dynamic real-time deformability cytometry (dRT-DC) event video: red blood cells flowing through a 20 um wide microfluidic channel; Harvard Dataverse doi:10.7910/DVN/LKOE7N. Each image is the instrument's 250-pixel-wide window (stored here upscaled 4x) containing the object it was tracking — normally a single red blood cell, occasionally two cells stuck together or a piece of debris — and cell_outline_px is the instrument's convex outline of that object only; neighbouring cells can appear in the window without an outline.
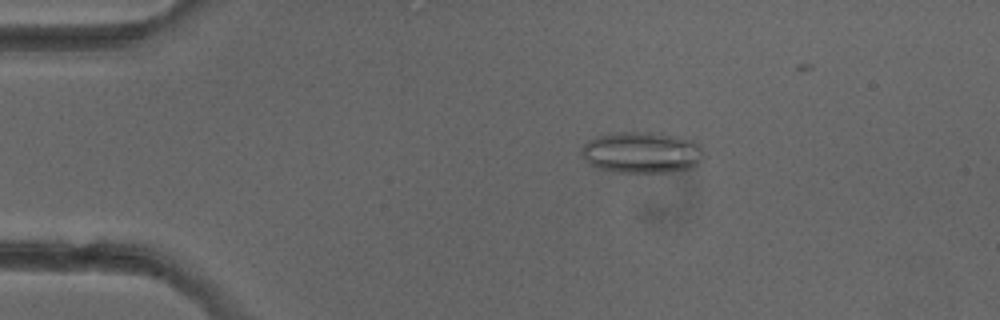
{"species": "common noctule bat (a hibernating species)", "species_latin": "Nyctalus noctula", "temperature_condition": "cold", "stored_images_in_passage": 4, "camera_frame_rate_fps": 3000, "um_per_image_px": 0.085, "animal": {"sex": "female"}, "frame": {"image": 1, "passage_image": 2, "time_ms": 1.0, "image_size_px": [1000, 320], "cell_outline_px": [[704, 160], [700, 164], [692, 168], [668, 172], [616, 172], [596, 168], [588, 164], [580, 152], [580, 148], [588, 140], [596, 136], [612, 132], [660, 132], [680, 136], [696, 140], [700, 144], [704, 156]], "centroid_in_image_um": [54.58, 12.94], "position_along_channel_um": 30.4, "area_um2": 30.35}}